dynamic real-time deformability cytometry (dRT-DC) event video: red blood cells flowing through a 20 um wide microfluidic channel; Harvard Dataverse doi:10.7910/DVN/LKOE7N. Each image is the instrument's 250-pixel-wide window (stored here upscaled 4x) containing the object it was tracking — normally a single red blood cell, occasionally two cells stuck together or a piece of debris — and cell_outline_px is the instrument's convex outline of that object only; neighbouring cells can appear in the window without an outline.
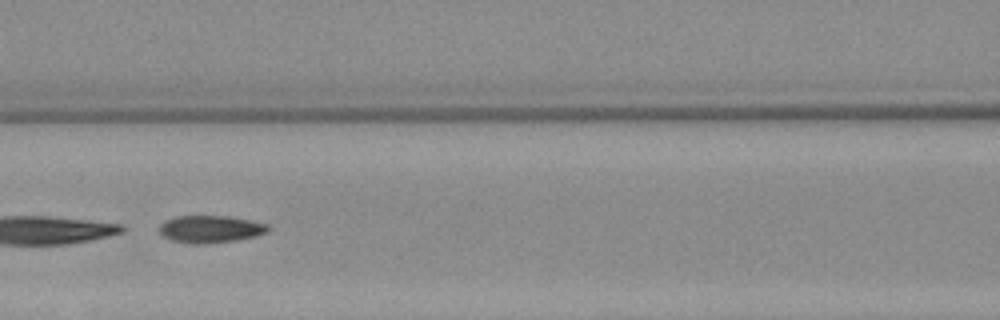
{"species": "Egyptian fruit bat (a non-hibernating species)", "species_latin": "Rousettus aegyptiacus", "temperature_condition": "warm", "stored_images_in_passage": 6, "segment_of_instrument_passage": [2, 2], "camera_frame_rate_fps": 3000, "um_per_image_px": 0.085, "animal": {"sex": "female"}, "frame": {"image": 1, "passage_image": 4, "time_ms": 3.667, "image_size_px": [1000, 320], "cell_outline_px": [[272, 228], [268, 232], [256, 236], [236, 240], [204, 244], [188, 244], [172, 240], [164, 236], [160, 232], [160, 224], [164, 220], [176, 216], [228, 216], [268, 224]], "centroid_in_image_um": [17.9, 19.47], "position_along_channel_um": 148.7, "area_um2": 17.4}}
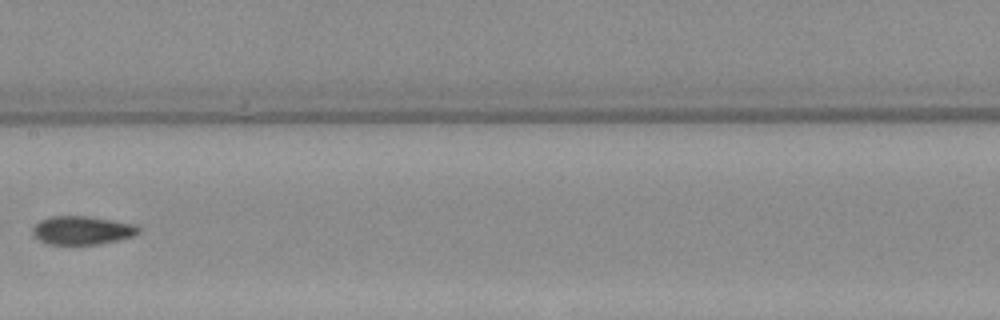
{"frame": {"image": 2, "passage_image": 5, "time_ms": 5.0, "image_size_px": [1000, 320], "cell_outline_px": [[140, 232], [132, 236], [116, 240], [96, 244], [48, 244], [40, 240], [32, 232], [32, 228], [40, 220], [52, 216], [84, 216], [132, 224], [140, 228]], "centroid_in_image_um": [6.94, 19.58], "position_along_channel_um": 200.5, "area_um2": 17.11}}
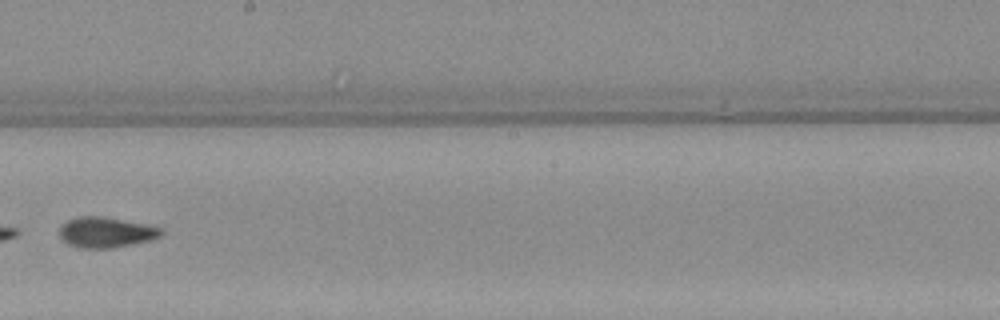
{"frame": {"image": 3, "passage_image": 6, "time_ms": 6.0, "image_size_px": [1000, 320], "cell_outline_px": [[164, 232], [160, 236], [148, 240], [112, 248], [80, 248], [68, 244], [60, 236], [60, 228], [68, 220], [80, 216], [100, 216], [160, 228]], "centroid_in_image_um": [8.95, 19.76], "position_along_channel_um": 239.2, "area_um2": 17.46}}